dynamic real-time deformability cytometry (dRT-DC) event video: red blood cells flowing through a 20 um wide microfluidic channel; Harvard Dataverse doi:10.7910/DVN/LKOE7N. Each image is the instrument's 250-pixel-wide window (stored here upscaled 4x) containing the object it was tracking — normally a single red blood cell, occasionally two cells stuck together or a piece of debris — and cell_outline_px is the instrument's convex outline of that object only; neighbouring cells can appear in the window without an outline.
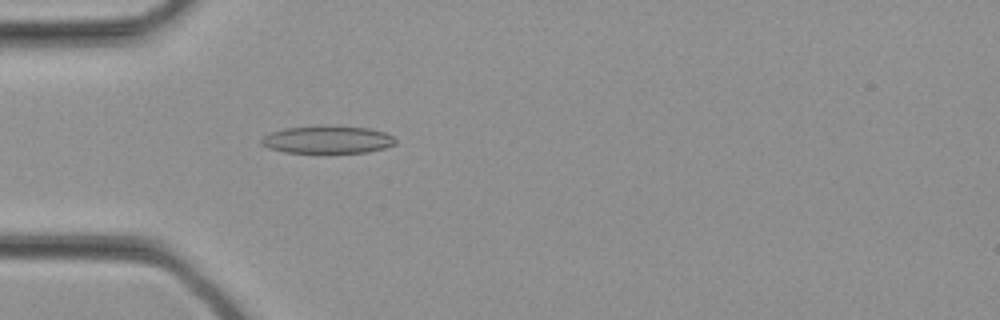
{"species": "common noctule bat (a hibernating species)", "species_latin": "Nyctalus noctula", "temperature_condition": "cold", "stored_images_in_passage": 32, "camera_frame_rate_fps": 3000, "um_per_image_px": 0.085, "animal": {"sex": "female", "body_mass_g": 21.9}, "frame": {"image": 1, "passage_image": 9, "time_ms": 2.667, "image_size_px": [1000, 320], "cell_outline_px": [[396, 144], [384, 148], [368, 152], [284, 152], [268, 148], [260, 144], [260, 140], [264, 136], [272, 132], [284, 128], [332, 124], [368, 128], [384, 132], [392, 136], [396, 140]], "centroid_in_image_um": [27.83, 11.84], "position_along_channel_um": 57.2, "area_um2": 21.79}}
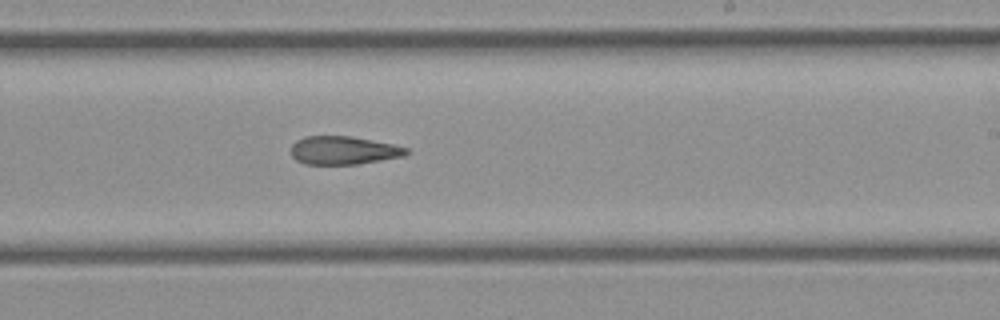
{"frame": {"image": 2, "passage_image": 19, "time_ms": 6.0, "image_size_px": [1000, 320], "cell_outline_px": [[412, 152], [404, 156], [356, 164], [304, 164], [296, 160], [292, 156], [292, 144], [296, 140], [304, 136], [352, 136], [392, 144], [408, 148]], "centroid_in_image_um": [29.2, 12.77], "position_along_channel_um": 259.8, "area_um2": 19.02}}
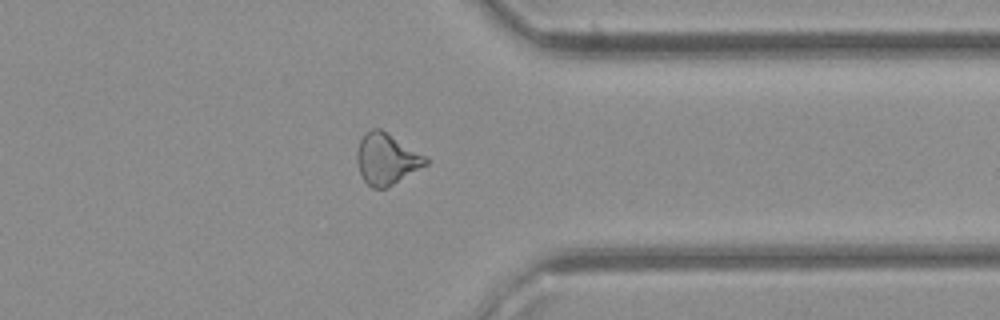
{"frame": {"image": 3, "passage_image": 25, "time_ms": 8.0, "image_size_px": [1000, 320], "cell_outline_px": [[428, 164], [388, 188], [372, 188], [364, 180], [360, 172], [356, 160], [356, 152], [360, 136], [364, 132], [372, 128], [380, 128], [424, 156], [428, 160]], "centroid_in_image_um": [32.81, 13.51], "position_along_channel_um": 378.6, "area_um2": 20.46}}